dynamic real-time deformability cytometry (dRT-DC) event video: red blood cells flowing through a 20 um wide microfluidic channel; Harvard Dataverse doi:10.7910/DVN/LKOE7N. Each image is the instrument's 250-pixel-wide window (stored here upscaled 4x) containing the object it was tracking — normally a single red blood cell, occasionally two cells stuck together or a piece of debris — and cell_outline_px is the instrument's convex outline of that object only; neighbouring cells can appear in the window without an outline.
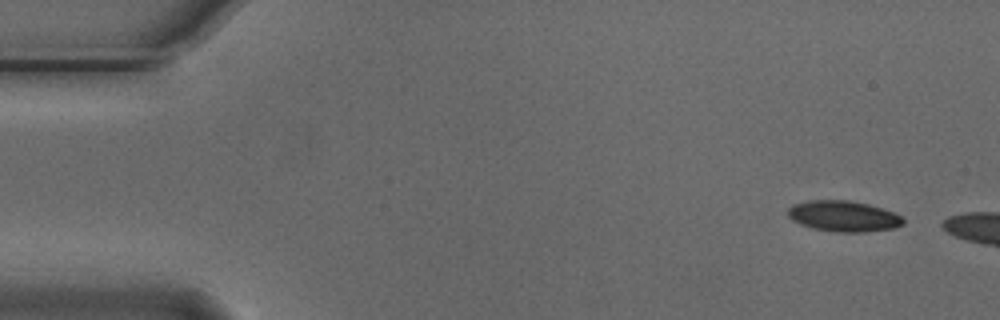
{"species": "Egyptian fruit bat (a non-hibernating species)", "species_latin": "Rousettus aegyptiacus", "temperature_condition": "cold", "stored_images_in_passage": 3, "camera_frame_rate_fps": 3000, "um_per_image_px": 0.085, "animal": {"sex": "male"}, "frame": {"image": 1, "passage_image": 1, "time_ms": 0.0, "image_size_px": [1000, 320], "cell_outline_px": [[904, 224], [896, 228], [864, 232], [836, 232], [812, 228], [800, 224], [792, 220], [788, 216], [788, 208], [792, 204], [808, 200], [848, 200], [868, 204], [904, 216]], "centroid_in_image_um": [71.7, 18.38], "position_along_channel_um": 13.3, "area_um2": 20.87}}